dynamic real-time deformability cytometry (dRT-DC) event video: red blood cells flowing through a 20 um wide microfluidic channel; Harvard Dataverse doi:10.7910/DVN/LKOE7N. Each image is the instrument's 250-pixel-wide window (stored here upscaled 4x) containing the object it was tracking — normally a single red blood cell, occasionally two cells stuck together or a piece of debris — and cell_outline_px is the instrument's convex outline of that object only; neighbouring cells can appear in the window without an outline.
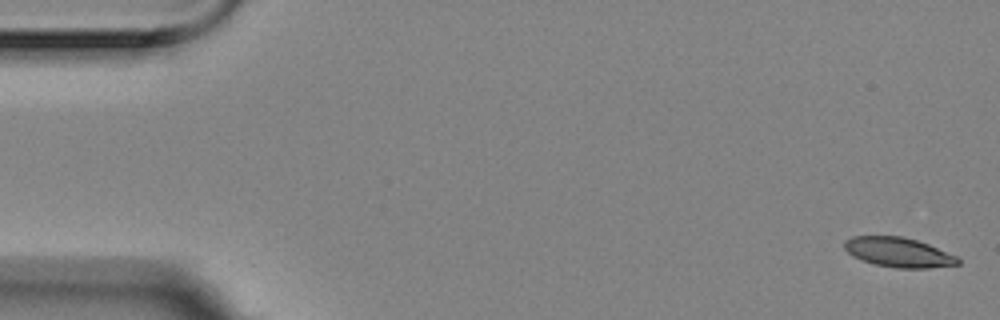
{"species": "Egyptian fruit bat (a non-hibernating species)", "species_latin": "Rousettus aegyptiacus", "temperature_condition": "room temperature", "stored_images_in_passage": 5, "camera_frame_rate_fps": 3000, "um_per_image_px": 0.085, "animal": {"sex": "female"}, "frame": {"image": 1, "passage_image": 1, "time_ms": 0.0, "image_size_px": [1000, 320], "cell_outline_px": [[960, 264], [928, 268], [896, 268], [876, 264], [852, 256], [844, 248], [844, 240], [852, 236], [900, 236], [916, 240], [928, 244], [956, 256], [960, 260]], "centroid_in_image_um": [76.36, 21.44], "position_along_channel_um": 8.6, "area_um2": 19.42}}
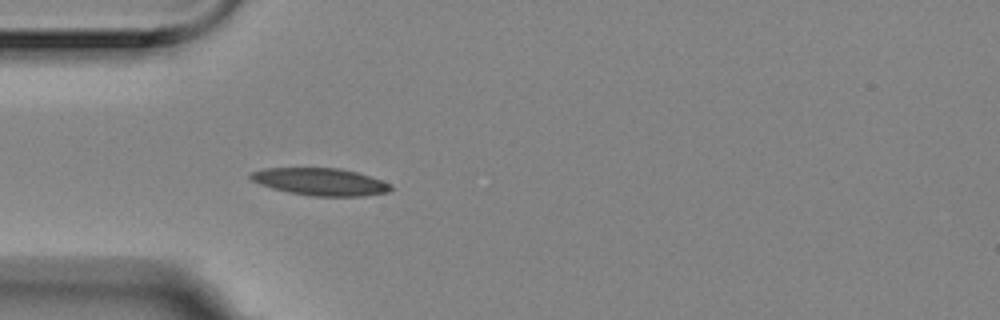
{"frame": {"image": 2, "passage_image": 5, "time_ms": 1.333, "image_size_px": [1000, 320], "cell_outline_px": [[392, 188], [388, 192], [364, 196], [312, 196], [288, 192], [272, 188], [260, 184], [252, 180], [248, 176], [252, 172], [264, 168], [340, 168], [356, 172], [392, 184]], "centroid_in_image_um": [27.22, 15.45], "position_along_channel_um": 57.8, "area_um2": 22.2}}